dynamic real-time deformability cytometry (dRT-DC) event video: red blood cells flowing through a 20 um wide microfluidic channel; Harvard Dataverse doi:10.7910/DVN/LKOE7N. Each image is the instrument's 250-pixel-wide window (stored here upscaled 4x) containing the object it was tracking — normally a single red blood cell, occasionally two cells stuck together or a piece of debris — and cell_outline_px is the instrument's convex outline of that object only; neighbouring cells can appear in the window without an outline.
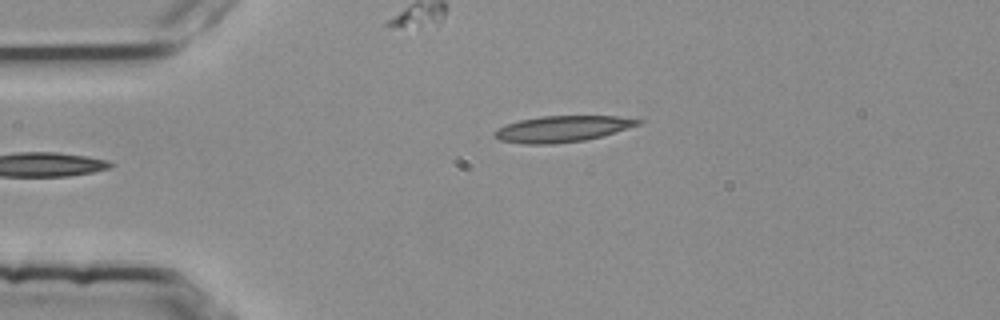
{"species": "common noctule bat (a hibernating species)", "species_latin": "Nyctalus noctula", "temperature_condition": "room temperature", "stored_images_in_passage": 2, "camera_frame_rate_fps": 3000, "um_per_image_px": 0.085, "animal": {"sex": "female", "body_mass_g": 25.1}, "frame": {"image": 1, "passage_image": 1, "time_ms": 0.0, "image_size_px": [1000, 320], "cell_outline_px": [[644, 120], [640, 124], [600, 136], [584, 140], [552, 144], [520, 144], [500, 140], [496, 136], [496, 132], [500, 128], [508, 124], [520, 120], [540, 116], [616, 116]], "centroid_in_image_um": [47.8, 10.95], "position_along_channel_um": 37.2, "area_um2": 21.44}}